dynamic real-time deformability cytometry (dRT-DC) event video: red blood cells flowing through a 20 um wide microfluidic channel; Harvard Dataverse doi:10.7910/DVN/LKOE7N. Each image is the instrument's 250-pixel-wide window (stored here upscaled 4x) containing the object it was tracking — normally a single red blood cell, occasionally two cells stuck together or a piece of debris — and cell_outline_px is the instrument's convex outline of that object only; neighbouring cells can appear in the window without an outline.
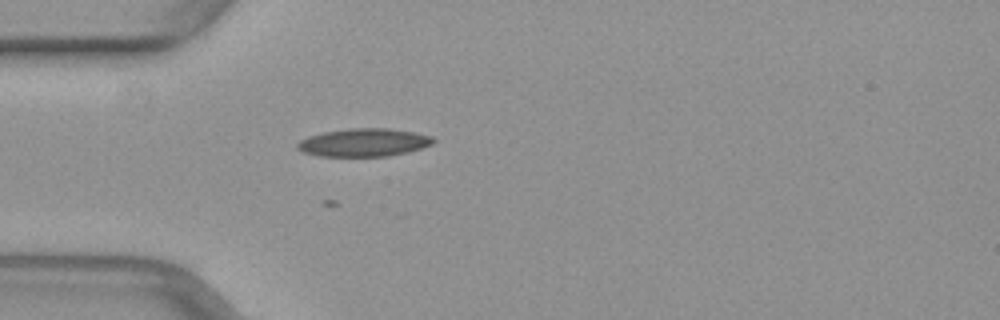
{"species": "common noctule bat (a hibernating species)", "species_latin": "Nyctalus noctula", "temperature_condition": "warm", "stored_images_in_passage": 25, "camera_frame_rate_fps": 3000, "um_per_image_px": 0.085, "animal": {"sex": "female", "body_mass_g": 29.2, "forearm_length_mm": 56.3}, "frame": {"image": 1, "passage_image": 2, "time_ms": 0.333, "image_size_px": [1000, 320], "cell_outline_px": [[436, 140], [432, 144], [408, 152], [388, 156], [320, 156], [304, 152], [296, 148], [296, 144], [300, 140], [308, 136], [324, 132], [348, 128], [388, 128], [412, 132], [432, 136]], "centroid_in_image_um": [30.91, 12.11], "position_along_channel_um": 54.1, "area_um2": 22.14}}
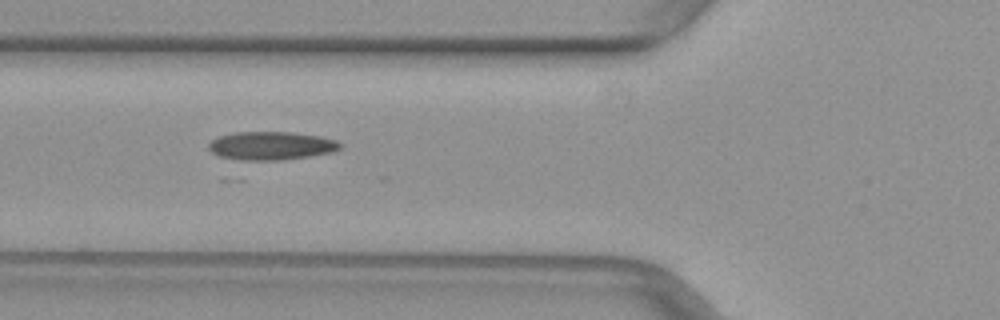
{"frame": {"image": 2, "passage_image": 6, "time_ms": 1.667, "image_size_px": [1000, 320], "cell_outline_px": [[344, 144], [340, 148], [332, 152], [284, 160], [240, 160], [220, 156], [212, 152], [208, 148], [208, 144], [212, 140], [220, 136], [236, 132], [292, 132], [320, 136], [336, 140]], "centroid_in_image_um": [23.07, 12.38], "position_along_channel_um": 102.7, "area_um2": 21.68}}